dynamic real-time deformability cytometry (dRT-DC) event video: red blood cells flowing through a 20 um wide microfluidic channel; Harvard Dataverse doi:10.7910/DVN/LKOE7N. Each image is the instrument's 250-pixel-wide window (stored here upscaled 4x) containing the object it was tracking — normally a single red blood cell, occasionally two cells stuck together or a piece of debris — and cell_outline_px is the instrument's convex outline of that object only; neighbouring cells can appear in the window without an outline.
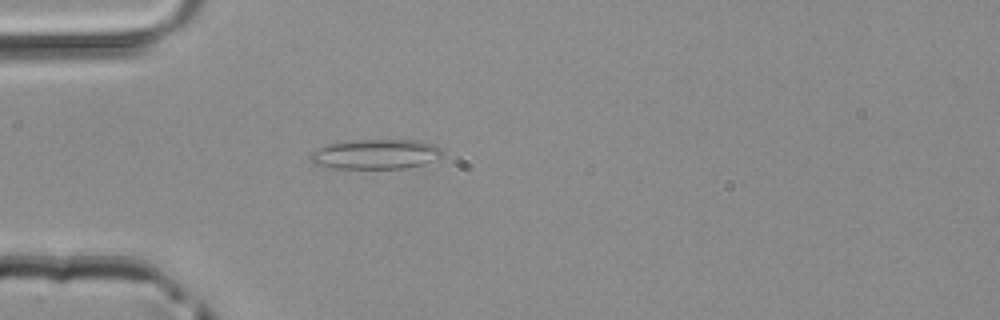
{"species": "common noctule bat (a hibernating species)", "species_latin": "Nyctalus noctula", "temperature_condition": "room temperature", "stored_images_in_passage": 49, "camera_frame_rate_fps": 3000, "um_per_image_px": 0.085, "animal": {"sex": "male", "body_mass_g": 20.4}, "frame": {"image": 1, "passage_image": 14, "time_ms": 4.333, "image_size_px": [1000, 320], "cell_outline_px": [[444, 152], [440, 156], [420, 164], [404, 168], [332, 168], [316, 164], [312, 160], [312, 152], [328, 144], [356, 140], [416, 140], [432, 144], [440, 148]], "centroid_in_image_um": [31.94, 13.1], "position_along_channel_um": 53.1, "area_um2": 22.31}}
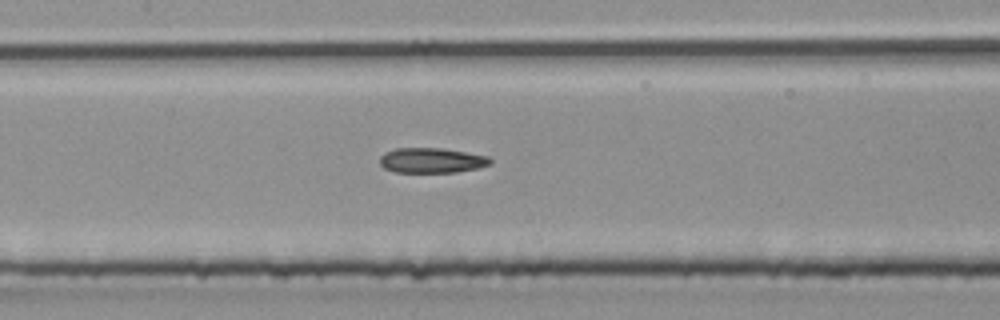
{"frame": {"image": 2, "passage_image": 23, "time_ms": 7.333, "image_size_px": [1000, 320], "cell_outline_px": [[492, 160], [488, 164], [480, 168], [456, 172], [396, 172], [384, 168], [380, 164], [380, 156], [384, 152], [396, 148], [444, 148], [488, 156]], "centroid_in_image_um": [36.68, 13.63], "position_along_channel_um": 170.7, "area_um2": 16.18}}
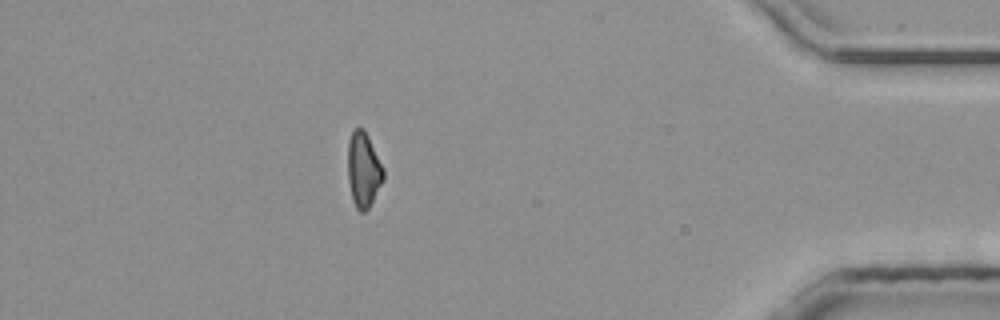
{"frame": {"image": 3, "passage_image": 43, "time_ms": 14.0, "image_size_px": [1000, 320], "cell_outline_px": [[384, 180], [368, 208], [364, 212], [360, 212], [356, 208], [352, 200], [348, 180], [348, 140], [352, 128], [364, 128], [384, 168]], "centroid_in_image_um": [30.89, 14.41], "position_along_channel_um": 404.3, "area_um2": 15.72}}